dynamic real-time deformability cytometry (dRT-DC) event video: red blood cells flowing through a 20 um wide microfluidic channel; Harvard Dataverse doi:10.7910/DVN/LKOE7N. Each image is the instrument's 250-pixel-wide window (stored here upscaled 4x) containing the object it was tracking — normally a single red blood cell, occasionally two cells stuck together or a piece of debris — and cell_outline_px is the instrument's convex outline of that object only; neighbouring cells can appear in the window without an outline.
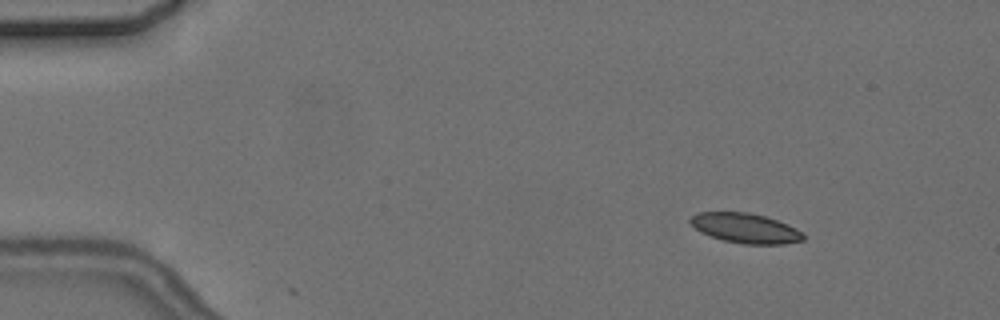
{"species": "common noctule bat (a hibernating species)", "species_latin": "Nyctalus noctula", "temperature_condition": "cold", "stored_images_in_passage": 7, "camera_frame_rate_fps": 3000, "um_per_image_px": 0.085, "animal": {"sex": "female", "body_mass_g": 24.6, "forearm_length_mm": 56.2}, "frame": {"image": 1, "passage_image": 3, "time_ms": 2.333, "image_size_px": [1000, 320], "cell_outline_px": [[804, 240], [784, 244], [744, 244], [724, 240], [700, 232], [688, 220], [692, 216], [700, 212], [748, 212], [764, 216], [788, 224], [804, 232]], "centroid_in_image_um": [63.39, 19.39], "position_along_channel_um": 21.6, "area_um2": 19.54}}
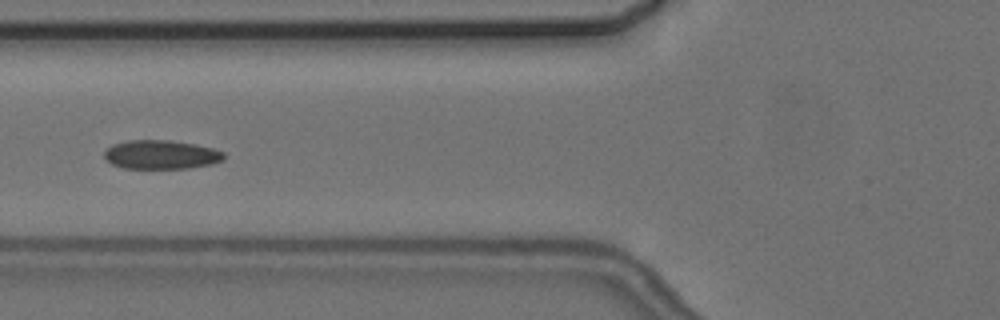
{"frame": {"image": 2, "passage_image": 7, "time_ms": 7.333, "image_size_px": [1000, 320], "cell_outline_px": [[224, 160], [212, 164], [188, 168], [124, 168], [112, 164], [104, 156], [104, 152], [112, 144], [128, 140], [172, 140], [196, 144], [212, 148], [224, 152]], "centroid_in_image_um": [13.71, 13.13], "position_along_channel_um": 112.1, "area_um2": 20.17}}